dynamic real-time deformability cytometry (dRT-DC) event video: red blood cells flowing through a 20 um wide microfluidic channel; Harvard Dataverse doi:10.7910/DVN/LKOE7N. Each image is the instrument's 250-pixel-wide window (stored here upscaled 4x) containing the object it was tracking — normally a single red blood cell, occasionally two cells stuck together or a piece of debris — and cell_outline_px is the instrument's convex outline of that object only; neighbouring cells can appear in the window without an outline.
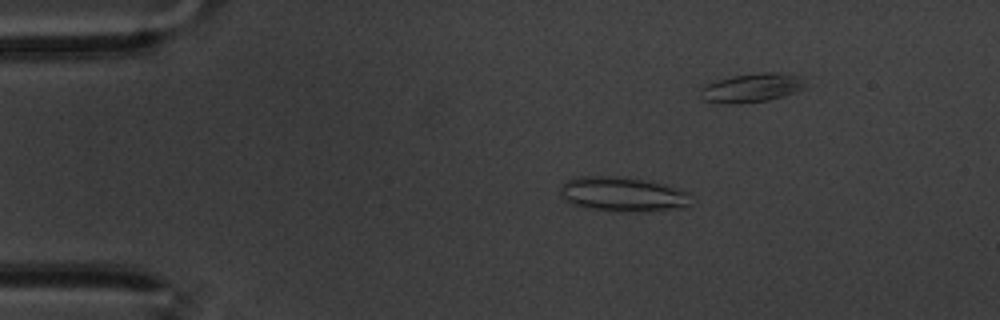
{"species": "common noctule bat (a hibernating species)", "species_latin": "Nyctalus noctula", "temperature_condition": "warm", "stored_images_in_passage": 60, "camera_frame_rate_fps": 3000, "um_per_image_px": 0.085, "animal": {"sex": "male", "body_mass_g": 20.1, "forearm_length_mm": 53.5}, "frame": {"image": 1, "passage_image": 12, "time_ms": 3.667, "image_size_px": [1000, 320], "cell_outline_px": [[688, 204], [684, 208], [640, 212], [616, 212], [588, 208], [572, 204], [564, 200], [560, 196], [560, 188], [568, 180], [576, 176], [616, 176], [664, 184], [688, 192]], "centroid_in_image_um": [52.88, 16.53], "position_along_channel_um": 32.1, "area_um2": 26.36}}
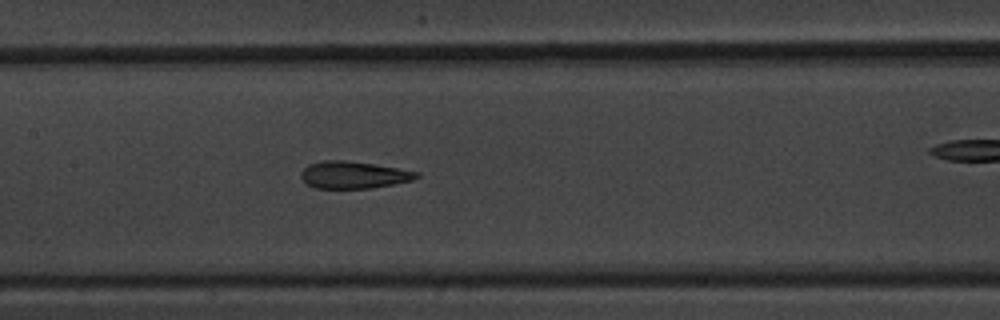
{"frame": {"image": 2, "passage_image": 29, "time_ms": 9.333, "image_size_px": [1000, 320], "cell_outline_px": [[420, 176], [412, 180], [372, 188], [312, 188], [300, 176], [300, 172], [308, 164], [324, 160], [344, 160], [372, 164], [420, 172]], "centroid_in_image_um": [30.02, 14.86], "position_along_channel_um": 177.4, "area_um2": 18.15}}
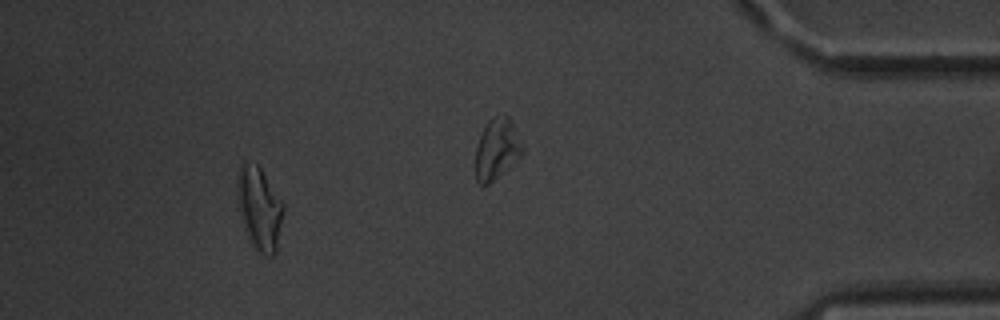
{"frame": {"image": 3, "passage_image": 55, "time_ms": 18.0, "image_size_px": [1000, 320], "cell_outline_px": [[284, 208], [276, 252], [272, 256], [264, 256], [256, 252], [244, 228], [236, 196], [236, 176], [240, 164], [244, 160], [256, 164], [260, 168], [284, 204]], "centroid_in_image_um": [22.02, 17.7], "position_along_channel_um": 413.2, "area_um2": 22.48}, "authors_computed_cell_mechanics": {"area_um2": 19.5942, "velocity_mm_per_s": 3.4153, "shape_relaxation_time_tau1_ms": null, "shape_relaxation_time_tau2_ms": 2.2761, "deformation_change_tau1": null, "deformation_change_tau2": 0.1107}}